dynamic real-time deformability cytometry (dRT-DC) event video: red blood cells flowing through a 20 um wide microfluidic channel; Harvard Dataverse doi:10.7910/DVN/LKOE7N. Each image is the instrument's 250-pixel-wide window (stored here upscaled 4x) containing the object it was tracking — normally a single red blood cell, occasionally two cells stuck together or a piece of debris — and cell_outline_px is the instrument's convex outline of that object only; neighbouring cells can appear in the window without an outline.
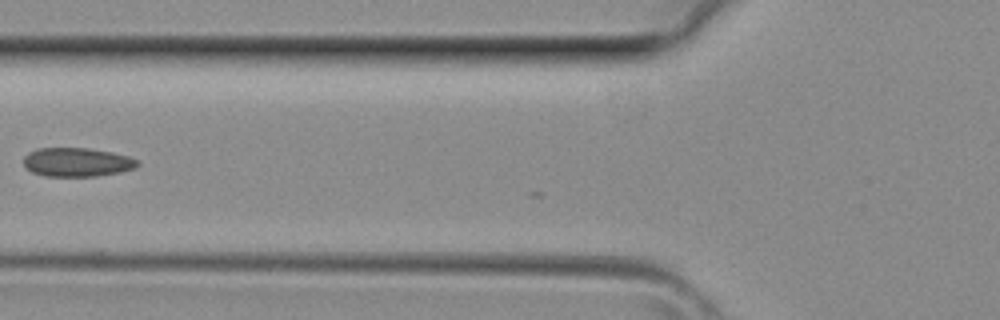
{"species": "common noctule bat (a hibernating species)", "species_latin": "Nyctalus noctula", "temperature_condition": "room temperature", "stored_images_in_passage": 3, "camera_frame_rate_fps": 3000, "um_per_image_px": 0.085, "animal": {"sex": "female", "body_mass_g": 29.2, "forearm_length_mm": 56.3}, "frame": {"image": 1, "passage_image": 2, "time_ms": 0.333, "image_size_px": [1000, 320], "cell_outline_px": [[140, 164], [136, 168], [120, 172], [96, 176], [44, 176], [32, 172], [24, 168], [24, 156], [28, 152], [36, 148], [88, 148], [112, 152], [128, 156], [140, 160]], "centroid_in_image_um": [6.55, 13.78], "position_along_channel_um": 119.3, "area_um2": 19.42}}